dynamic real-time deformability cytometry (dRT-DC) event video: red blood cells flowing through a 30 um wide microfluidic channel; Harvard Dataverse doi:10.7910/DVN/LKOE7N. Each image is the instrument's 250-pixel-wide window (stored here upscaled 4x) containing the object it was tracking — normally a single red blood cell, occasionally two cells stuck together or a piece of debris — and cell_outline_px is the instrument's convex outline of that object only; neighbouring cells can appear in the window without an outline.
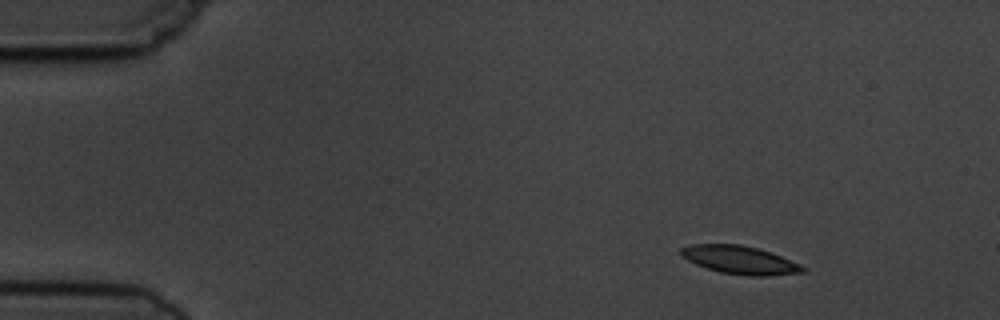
{"species": "common noctule bat (a hibernating species)", "species_latin": "Nyctalus noctula", "temperature_condition": "cold", "stored_images_in_passage": 4, "camera_frame_rate_fps": 3000, "um_per_image_px": 0.085, "animal": {"sex": "male", "body_mass_g": 19.5, "forearm_length_mm": 54.6}, "frame": {"image": 1, "passage_image": 1, "time_ms": 0.0, "image_size_px": [1000, 320], "cell_outline_px": [[808, 268], [804, 272], [768, 276], [748, 276], [720, 272], [696, 264], [688, 260], [680, 252], [680, 248], [692, 244], [740, 244], [756, 248], [780, 256], [800, 264]], "centroid_in_image_um": [62.91, 22.1], "position_along_channel_um": 22.1, "area_um2": 19.77}}